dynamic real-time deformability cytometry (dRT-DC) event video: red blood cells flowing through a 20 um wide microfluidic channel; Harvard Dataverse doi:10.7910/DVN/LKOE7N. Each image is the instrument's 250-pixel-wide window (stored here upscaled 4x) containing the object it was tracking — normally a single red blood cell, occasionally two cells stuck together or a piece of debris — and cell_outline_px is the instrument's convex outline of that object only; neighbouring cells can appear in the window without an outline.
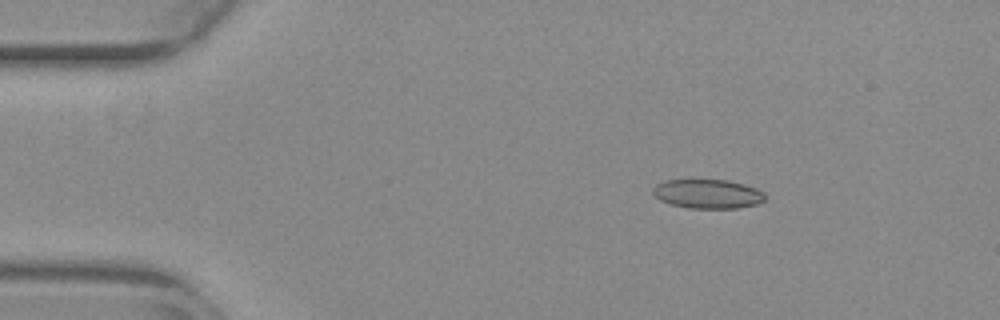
{"species": "common noctule bat (a hibernating species)", "species_latin": "Nyctalus noctula", "temperature_condition": "warm", "stored_images_in_passage": 50, "camera_frame_rate_fps": 3000, "um_per_image_px": 0.085, "animal": {"sex": "female", "body_mass_g": 29.2, "forearm_length_mm": 56.3}, "frame": {"image": 1, "passage_image": 5, "time_ms": 1.333, "image_size_px": [1000, 320], "cell_outline_px": [[764, 200], [756, 204], [736, 208], [688, 208], [672, 204], [660, 200], [652, 192], [652, 188], [656, 184], [664, 180], [728, 180], [744, 184], [756, 188], [764, 192]], "centroid_in_image_um": [60.14, 16.47], "position_along_channel_um": 24.9, "area_um2": 18.96}}
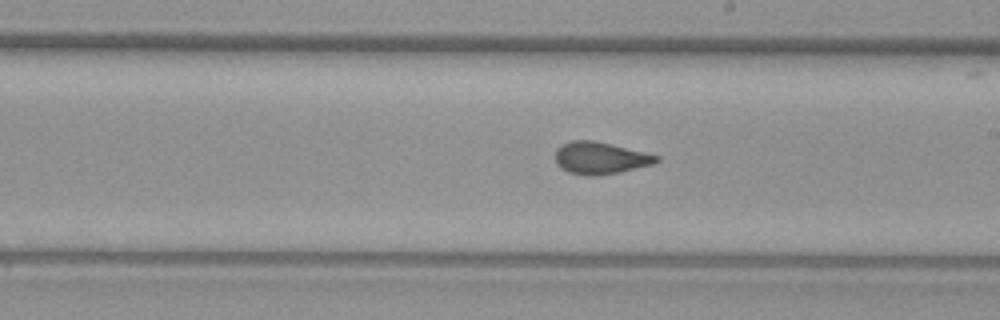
{"frame": {"image": 2, "passage_image": 27, "time_ms": 8.667, "image_size_px": [1000, 320], "cell_outline_px": [[660, 160], [652, 164], [620, 172], [596, 176], [588, 176], [568, 172], [560, 168], [556, 164], [556, 148], [560, 144], [572, 140], [592, 140], [660, 156]], "centroid_in_image_um": [50.97, 13.44], "position_along_channel_um": 238.0, "area_um2": 18.84}}
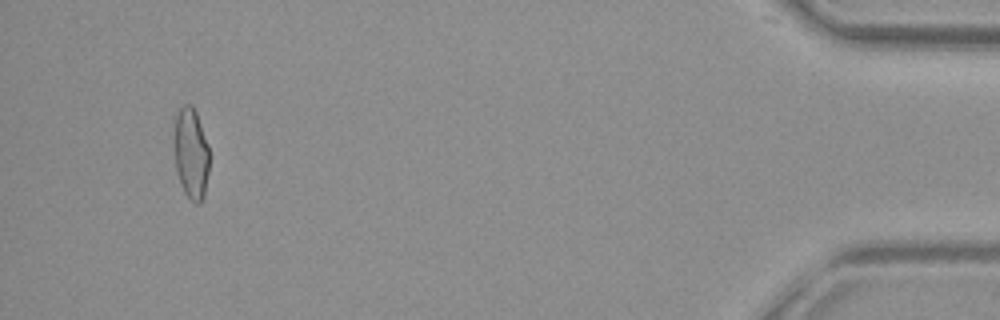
{"frame": {"image": 3, "passage_image": 47, "time_ms": 15.333, "image_size_px": [1000, 320], "cell_outline_px": [[208, 172], [204, 196], [200, 204], [196, 204], [184, 192], [180, 184], [176, 168], [176, 116], [180, 108], [184, 104], [192, 104], [196, 112], [208, 144]], "centroid_in_image_um": [16.27, 13.06], "position_along_channel_um": 418.9, "area_um2": 18.15}, "authors_computed_cell_mechanics": {"area_um2": 18.9006, "velocity_mm_per_s": 3.8992, "shape_relaxation_time_tau1_ms": null, "shape_relaxation_time_tau2_ms": 1.1045, "deformation_change_tau1": null, "deformation_change_tau2": 0.0705}}